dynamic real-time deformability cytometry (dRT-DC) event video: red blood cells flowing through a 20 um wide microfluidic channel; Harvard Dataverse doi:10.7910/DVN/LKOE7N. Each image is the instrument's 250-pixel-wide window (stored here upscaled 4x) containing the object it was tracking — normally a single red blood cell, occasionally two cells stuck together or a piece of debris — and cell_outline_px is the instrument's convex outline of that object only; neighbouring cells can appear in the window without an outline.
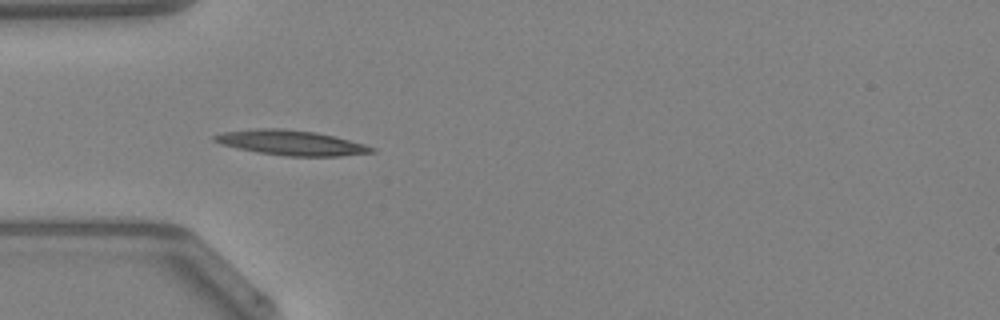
{"species": "Egyptian fruit bat (a non-hibernating species)", "species_latin": "Rousettus aegyptiacus", "temperature_condition": "warm", "stored_images_in_passage": 14, "camera_frame_rate_fps": 3000, "um_per_image_px": 0.085, "animal": {"sex": "female"}, "frame": {"image": 1, "passage_image": 3, "time_ms": 0.667, "image_size_px": [1000, 320], "cell_outline_px": [[376, 152], [340, 156], [284, 156], [260, 152], [240, 148], [224, 144], [212, 140], [212, 136], [224, 132], [256, 128], [280, 128], [316, 132], [364, 144], [376, 148]], "centroid_in_image_um": [24.78, 12.13], "position_along_channel_um": 60.2, "area_um2": 22.54}}
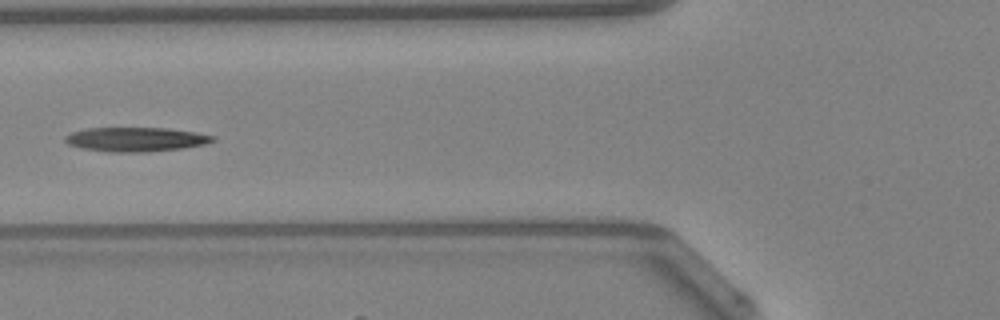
{"frame": {"image": 2, "passage_image": 7, "time_ms": 2.0, "image_size_px": [1000, 320], "cell_outline_px": [[216, 140], [204, 144], [184, 148], [148, 152], [108, 152], [80, 148], [68, 144], [64, 140], [64, 136], [72, 132], [88, 128], [168, 128], [196, 132], [216, 136]], "centroid_in_image_um": [11.55, 11.85], "position_along_channel_um": 114.2, "area_um2": 21.04}}